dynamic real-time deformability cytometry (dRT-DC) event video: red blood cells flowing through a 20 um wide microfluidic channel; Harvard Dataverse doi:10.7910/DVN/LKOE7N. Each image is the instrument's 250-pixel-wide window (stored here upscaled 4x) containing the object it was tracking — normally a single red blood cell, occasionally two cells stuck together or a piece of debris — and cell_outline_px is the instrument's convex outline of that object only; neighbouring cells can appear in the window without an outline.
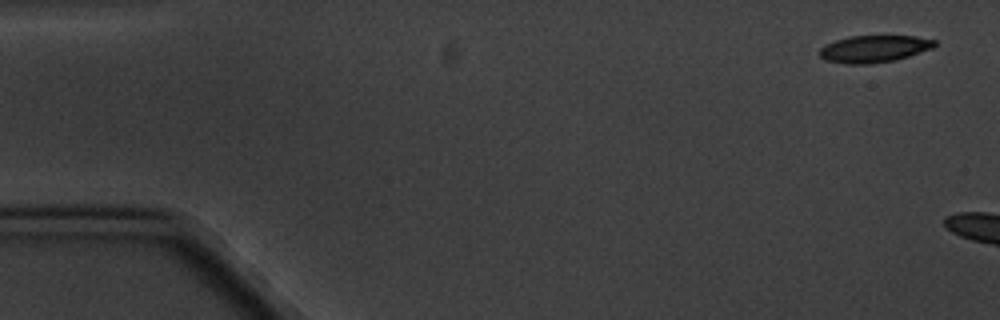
{"species": "common noctule bat (a hibernating species)", "species_latin": "Nyctalus noctula", "temperature_condition": "cold", "stored_images_in_passage": 3, "camera_frame_rate_fps": 3000, "um_per_image_px": 0.085, "animal": {"sex": "male", "body_mass_g": 20.1, "forearm_length_mm": 53.5}, "frame": {"image": 1, "passage_image": 1, "time_ms": 0.0, "image_size_px": [1000, 320], "cell_outline_px": [[936, 44], [932, 48], [896, 60], [868, 64], [844, 64], [824, 60], [820, 56], [820, 48], [824, 44], [848, 36], [916, 36], [936, 40]], "centroid_in_image_um": [74.26, 4.15], "position_along_channel_um": 10.7, "area_um2": 18.21}}